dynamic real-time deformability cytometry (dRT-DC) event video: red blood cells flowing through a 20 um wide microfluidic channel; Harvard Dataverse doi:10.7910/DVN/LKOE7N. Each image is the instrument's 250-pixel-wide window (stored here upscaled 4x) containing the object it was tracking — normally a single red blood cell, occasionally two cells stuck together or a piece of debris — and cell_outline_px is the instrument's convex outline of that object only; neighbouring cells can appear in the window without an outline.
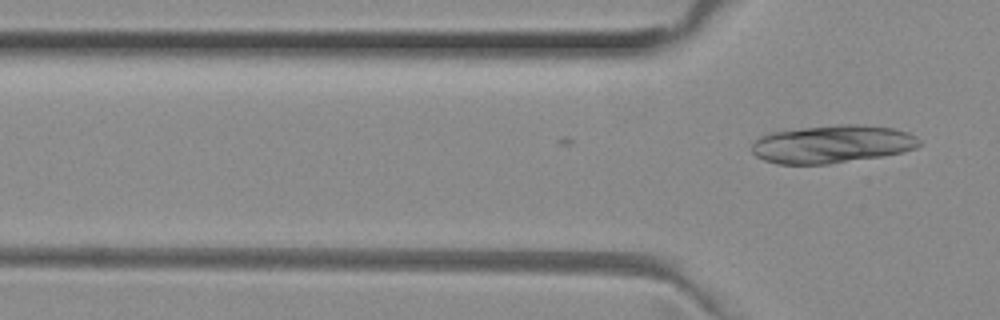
{"species": "common noctule bat (a hibernating species)", "species_latin": "Nyctalus noctula", "temperature_condition": "room temperature", "stored_images_in_passage": 2, "camera_frame_rate_fps": 3000, "um_per_image_px": 0.085, "animal": {"sex": "female", "body_mass_g": 29.2, "forearm_length_mm": 56.3}, "frame": {"image": 1, "passage_image": 2, "time_ms": 0.333, "image_size_px": [1000, 320], "cell_outline_px": [[920, 144], [916, 148], [904, 152], [880, 156], [828, 164], [776, 164], [764, 160], [756, 156], [752, 152], [752, 144], [760, 136], [772, 132], [804, 128], [840, 124], [864, 124], [892, 128], [908, 132], [916, 136], [920, 140]], "centroid_in_image_um": [70.75, 12.25], "position_along_channel_um": 55.1, "area_um2": 36.99}}